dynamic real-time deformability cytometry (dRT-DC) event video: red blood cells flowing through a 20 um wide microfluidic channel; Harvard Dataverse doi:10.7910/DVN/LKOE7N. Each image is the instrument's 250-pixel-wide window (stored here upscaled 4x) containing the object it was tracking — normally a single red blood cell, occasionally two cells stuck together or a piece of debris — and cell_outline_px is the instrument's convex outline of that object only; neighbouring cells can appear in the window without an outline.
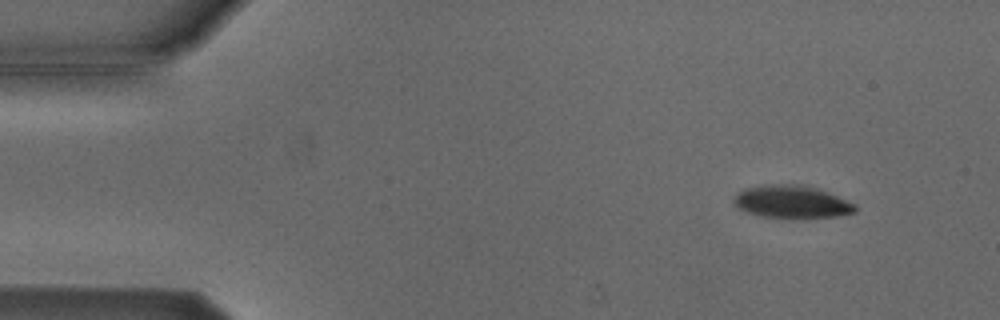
{"species": "Egyptian fruit bat (a non-hibernating species)", "species_latin": "Rousettus aegyptiacus", "temperature_condition": "cold", "stored_images_in_passage": 4, "camera_frame_rate_fps": 3000, "um_per_image_px": 0.085, "animal": {"sex": "male"}, "frame": {"image": 1, "passage_image": 1, "time_ms": 0.0, "image_size_px": [1000, 320], "cell_outline_px": [[856, 212], [836, 216], [800, 220], [792, 220], [760, 216], [744, 212], [732, 204], [732, 200], [736, 192], [744, 188], [764, 184], [792, 184], [816, 188], [828, 192], [856, 204]], "centroid_in_image_um": [67.24, 17.19], "position_along_channel_um": 17.8, "area_um2": 23.99}}
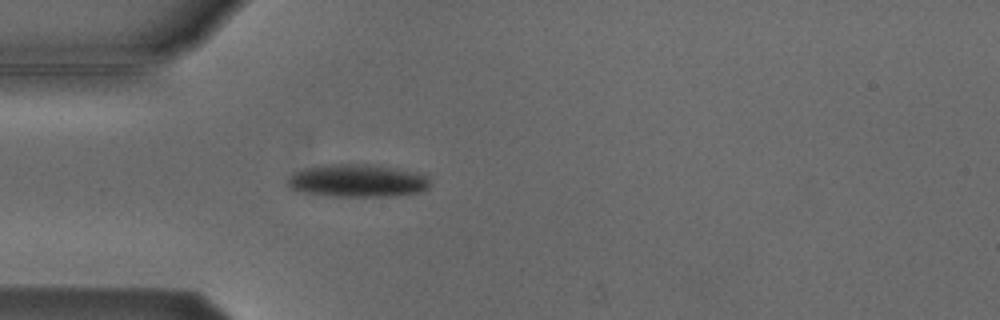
{"frame": {"image": 2, "passage_image": 4, "time_ms": 3.333, "image_size_px": [1000, 320], "cell_outline_px": [[432, 184], [428, 188], [420, 192], [396, 196], [332, 196], [300, 192], [288, 188], [288, 176], [292, 172], [304, 168], [324, 164], [364, 164], [392, 168], [412, 172], [428, 176]], "centroid_in_image_um": [30.34, 15.37], "position_along_channel_um": 54.7, "area_um2": 27.34}}